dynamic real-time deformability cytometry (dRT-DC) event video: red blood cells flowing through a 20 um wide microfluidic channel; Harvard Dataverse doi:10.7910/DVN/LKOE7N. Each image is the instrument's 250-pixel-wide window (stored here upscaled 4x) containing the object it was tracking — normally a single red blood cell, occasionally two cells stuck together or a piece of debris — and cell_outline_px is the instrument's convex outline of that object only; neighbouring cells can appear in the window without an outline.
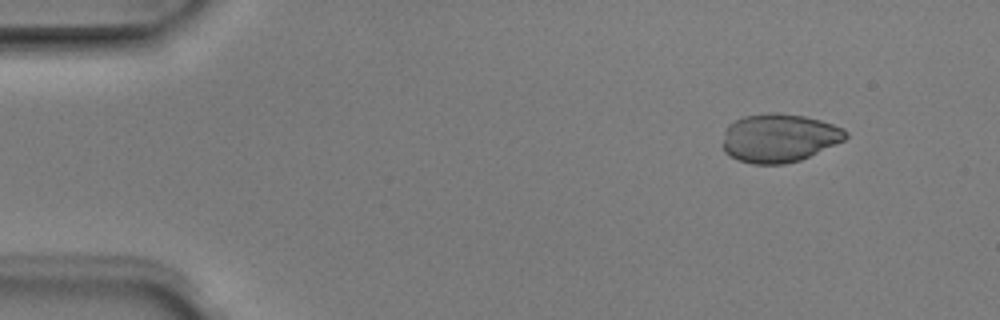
{"species": "Egyptian fruit bat (a non-hibernating species)", "species_latin": "Rousettus aegyptiacus", "temperature_condition": "room temperature", "stored_images_in_passage": 5, "camera_frame_rate_fps": 3000, "um_per_image_px": 0.085, "animal": {"sex": "male"}, "frame": {"image": 1, "passage_image": 2, "time_ms": 0.333, "image_size_px": [1000, 320], "cell_outline_px": [[848, 136], [844, 140], [800, 160], [784, 164], [752, 164], [728, 156], [724, 152], [720, 144], [724, 132], [728, 124], [744, 116], [768, 112], [776, 112], [804, 116], [820, 120], [844, 128], [848, 132]], "centroid_in_image_um": [66.17, 11.72], "position_along_channel_um": 18.8, "area_um2": 35.03}}